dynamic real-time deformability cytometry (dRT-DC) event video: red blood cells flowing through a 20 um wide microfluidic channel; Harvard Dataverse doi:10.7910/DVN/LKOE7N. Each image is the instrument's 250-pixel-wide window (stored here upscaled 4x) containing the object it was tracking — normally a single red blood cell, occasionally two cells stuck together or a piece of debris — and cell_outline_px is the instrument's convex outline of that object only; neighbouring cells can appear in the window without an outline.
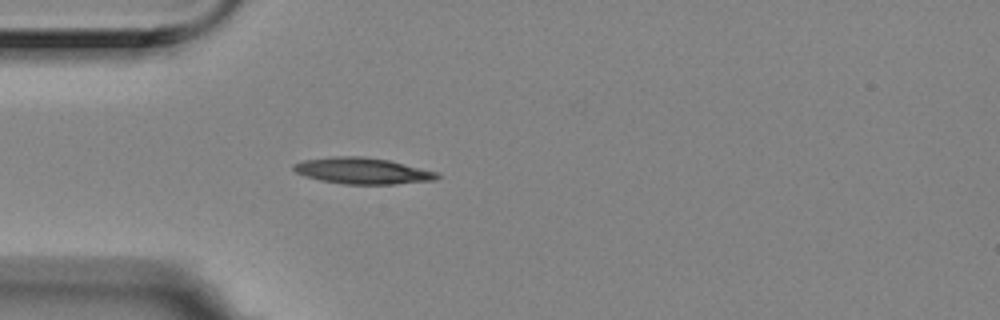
{"species": "Egyptian fruit bat (a non-hibernating species)", "species_latin": "Rousettus aegyptiacus", "temperature_condition": "room temperature", "stored_images_in_passage": 3, "camera_frame_rate_fps": 3000, "um_per_image_px": 0.085, "animal": {"sex": "female"}, "frame": {"image": 1, "passage_image": 3, "time_ms": 0.667, "image_size_px": [1000, 320], "cell_outline_px": [[440, 176], [436, 180], [396, 184], [344, 184], [320, 180], [304, 176], [296, 172], [292, 168], [292, 164], [304, 160], [332, 156], [364, 156], [388, 160], [440, 172]], "centroid_in_image_um": [30.82, 14.52], "position_along_channel_um": 54.2, "area_um2": 22.14}}